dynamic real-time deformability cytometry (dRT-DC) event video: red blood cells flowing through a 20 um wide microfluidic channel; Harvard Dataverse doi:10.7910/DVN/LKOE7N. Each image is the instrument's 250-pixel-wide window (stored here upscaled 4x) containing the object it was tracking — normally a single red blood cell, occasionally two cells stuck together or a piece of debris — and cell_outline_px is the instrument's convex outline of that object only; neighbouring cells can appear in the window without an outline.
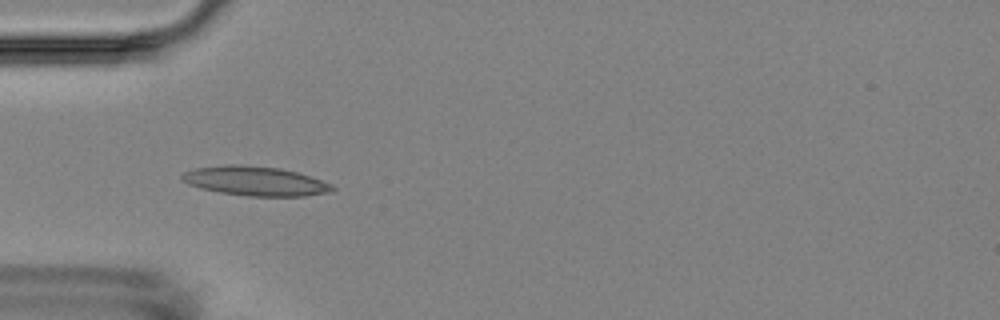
{"species": "Egyptian fruit bat (a non-hibernating species)", "species_latin": "Rousettus aegyptiacus", "temperature_condition": "room temperature", "stored_images_in_passage": 4, "camera_frame_rate_fps": 3000, "um_per_image_px": 0.085, "animal": {"sex": "female"}, "frame": {"image": 1, "passage_image": 1, "time_ms": 0.0, "image_size_px": [1000, 320], "cell_outline_px": [[336, 188], [332, 192], [304, 196], [248, 196], [220, 192], [200, 188], [188, 184], [180, 176], [184, 172], [196, 168], [224, 164], [240, 164], [280, 168], [296, 172], [332, 184]], "centroid_in_image_um": [21.7, 15.38], "position_along_channel_um": 63.3, "area_um2": 25.66}}
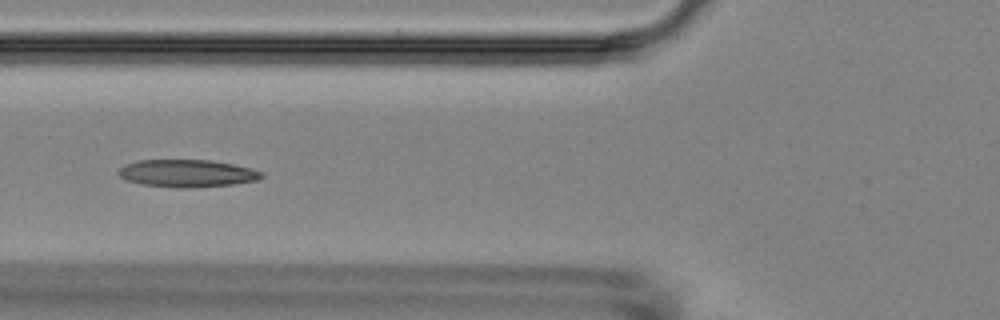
{"frame": {"image": 2, "passage_image": 2, "time_ms": 1.333, "image_size_px": [1000, 320], "cell_outline_px": [[264, 176], [256, 180], [232, 184], [192, 188], [176, 188], [140, 184], [124, 180], [116, 172], [124, 164], [140, 160], [212, 160], [252, 168], [264, 172]], "centroid_in_image_um": [15.88, 14.73], "position_along_channel_um": 109.9, "area_um2": 23.12}}
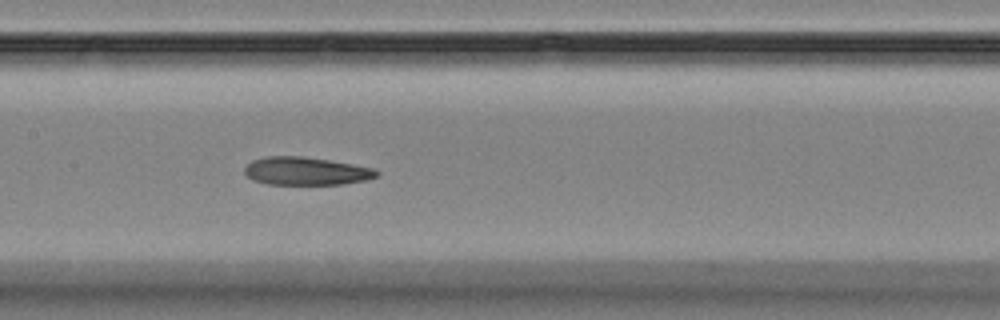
{"frame": {"image": 3, "passage_image": 4, "time_ms": 3.333, "image_size_px": [1000, 320], "cell_outline_px": [[380, 176], [368, 180], [344, 184], [268, 184], [252, 180], [244, 172], [244, 168], [252, 160], [268, 156], [304, 156], [352, 164], [372, 168], [380, 172]], "centroid_in_image_um": [26.04, 14.55], "position_along_channel_um": 181.4, "area_um2": 21.62}}